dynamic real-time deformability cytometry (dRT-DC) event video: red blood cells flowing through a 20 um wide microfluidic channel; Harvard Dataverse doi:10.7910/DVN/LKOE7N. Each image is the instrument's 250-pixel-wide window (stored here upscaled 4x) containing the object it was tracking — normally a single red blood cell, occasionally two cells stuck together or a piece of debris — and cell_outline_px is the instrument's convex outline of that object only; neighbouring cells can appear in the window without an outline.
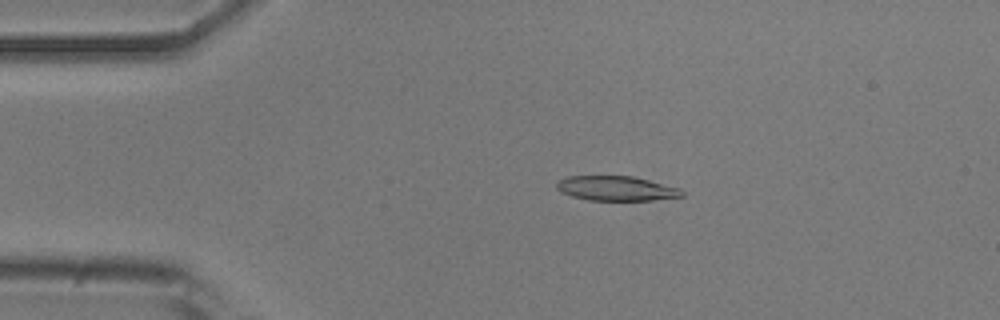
{"species": "common noctule bat (a hibernating species)", "species_latin": "Nyctalus noctula", "temperature_condition": "room temperature", "stored_images_in_passage": 52, "camera_frame_rate_fps": 3000, "um_per_image_px": 0.085, "animal": {"sex": "male", "body_mass_g": 20.5, "forearm_length_mm": 52.5}, "frame": {"image": 1, "passage_image": 10, "time_ms": 3.0, "image_size_px": [1000, 320], "cell_outline_px": [[684, 196], [652, 200], [588, 200], [572, 196], [560, 192], [556, 188], [556, 184], [560, 180], [568, 176], [632, 176], [680, 188], [684, 192]], "centroid_in_image_um": [52.38, 16.02], "position_along_channel_um": 32.6, "area_um2": 17.92}}
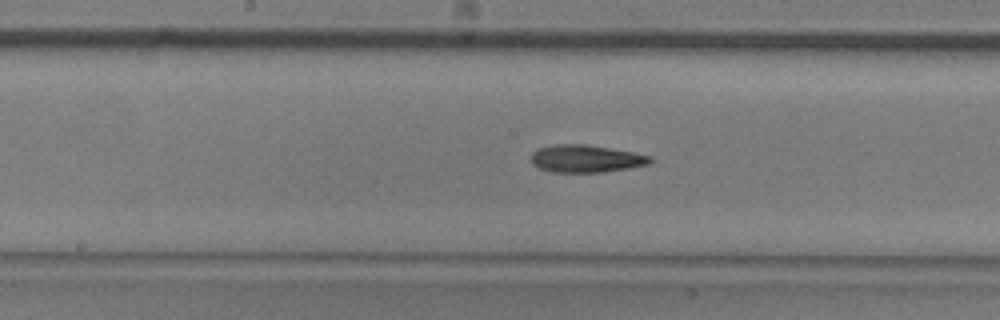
{"frame": {"image": 2, "passage_image": 26, "time_ms": 8.333, "image_size_px": [1000, 320], "cell_outline_px": [[656, 160], [648, 164], [628, 168], [604, 172], [552, 172], [540, 168], [532, 164], [532, 152], [536, 148], [556, 144], [588, 144], [632, 152], [652, 156]], "centroid_in_image_um": [49.82, 13.48], "position_along_channel_um": 198.4, "area_um2": 19.19}}
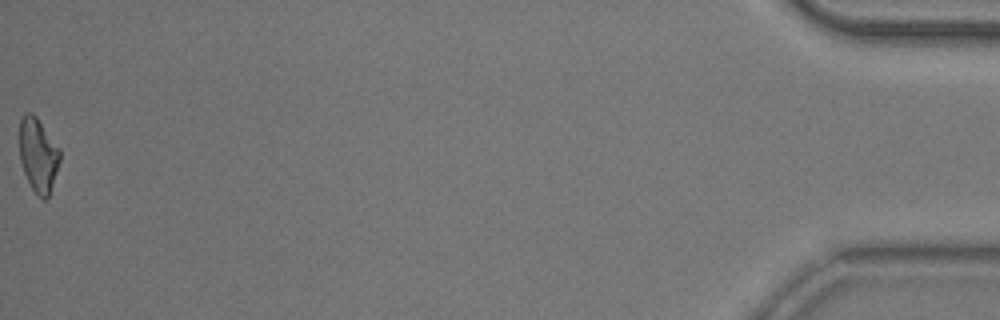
{"frame": {"image": 3, "passage_image": 52, "time_ms": 17.0, "image_size_px": [1000, 320], "cell_outline_px": [[60, 160], [48, 196], [44, 200], [36, 196], [24, 172], [20, 160], [20, 120], [24, 112], [32, 112], [36, 116], [60, 148]], "centroid_in_image_um": [3.24, 13.15], "position_along_channel_um": 432.0, "area_um2": 17.34}, "authors_computed_cell_mechanics": {"area_um2": 18.6694, "velocity_mm_per_s": 3.8734, "shape_relaxation_time_tau1_ms": 4.5412, "shape_relaxation_time_tau2_ms": 5.6184, "deformation_change_tau1": 0.1427, "deformation_change_tau2": 0.1509}}